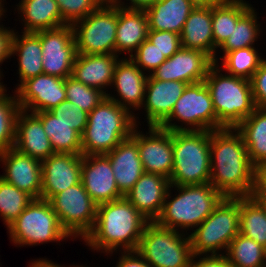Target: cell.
Segmentation results:
<instances>
[{"mask_svg": "<svg viewBox=\"0 0 266 267\" xmlns=\"http://www.w3.org/2000/svg\"><path fill=\"white\" fill-rule=\"evenodd\" d=\"M36 33L40 37L44 73L63 79L71 76L77 55L73 26L64 25Z\"/></svg>", "mask_w": 266, "mask_h": 267, "instance_id": "4fadbf2b", "label": "cell"}, {"mask_svg": "<svg viewBox=\"0 0 266 267\" xmlns=\"http://www.w3.org/2000/svg\"><path fill=\"white\" fill-rule=\"evenodd\" d=\"M49 112L58 118L60 122L71 126V129L76 130L81 136L83 135L89 113L79 108L76 104L65 100Z\"/></svg>", "mask_w": 266, "mask_h": 267, "instance_id": "b9f144b4", "label": "cell"}, {"mask_svg": "<svg viewBox=\"0 0 266 267\" xmlns=\"http://www.w3.org/2000/svg\"><path fill=\"white\" fill-rule=\"evenodd\" d=\"M105 155L111 162L117 187L125 196L144 173L138 144L130 136Z\"/></svg>", "mask_w": 266, "mask_h": 267, "instance_id": "d4e9b609", "label": "cell"}, {"mask_svg": "<svg viewBox=\"0 0 266 267\" xmlns=\"http://www.w3.org/2000/svg\"><path fill=\"white\" fill-rule=\"evenodd\" d=\"M14 32L12 37L11 56L18 58L19 84L17 89L24 81L39 74H43L42 66V47L40 37L36 32ZM18 54V55H17Z\"/></svg>", "mask_w": 266, "mask_h": 267, "instance_id": "f1b7e54d", "label": "cell"}, {"mask_svg": "<svg viewBox=\"0 0 266 267\" xmlns=\"http://www.w3.org/2000/svg\"><path fill=\"white\" fill-rule=\"evenodd\" d=\"M5 85L0 88V152L14 147L16 118L20 107L16 94H6Z\"/></svg>", "mask_w": 266, "mask_h": 267, "instance_id": "74e56055", "label": "cell"}, {"mask_svg": "<svg viewBox=\"0 0 266 267\" xmlns=\"http://www.w3.org/2000/svg\"><path fill=\"white\" fill-rule=\"evenodd\" d=\"M147 40L155 45L166 58H170L181 48L180 35L170 31L149 30Z\"/></svg>", "mask_w": 266, "mask_h": 267, "instance_id": "ee69618b", "label": "cell"}, {"mask_svg": "<svg viewBox=\"0 0 266 267\" xmlns=\"http://www.w3.org/2000/svg\"><path fill=\"white\" fill-rule=\"evenodd\" d=\"M115 4L121 7H126L129 9H145L148 6L152 5L157 0H127L129 5L122 0H112Z\"/></svg>", "mask_w": 266, "mask_h": 267, "instance_id": "f907efd6", "label": "cell"}, {"mask_svg": "<svg viewBox=\"0 0 266 267\" xmlns=\"http://www.w3.org/2000/svg\"><path fill=\"white\" fill-rule=\"evenodd\" d=\"M4 5H5L4 0H0V20L1 21H2V17L5 16L4 13H6V11H7V10H5L7 8H4L5 7Z\"/></svg>", "mask_w": 266, "mask_h": 267, "instance_id": "db71d44e", "label": "cell"}, {"mask_svg": "<svg viewBox=\"0 0 266 267\" xmlns=\"http://www.w3.org/2000/svg\"><path fill=\"white\" fill-rule=\"evenodd\" d=\"M135 126L134 115L106 97L88 114L81 136L82 155L109 153L131 136Z\"/></svg>", "mask_w": 266, "mask_h": 267, "instance_id": "5b68a950", "label": "cell"}, {"mask_svg": "<svg viewBox=\"0 0 266 267\" xmlns=\"http://www.w3.org/2000/svg\"><path fill=\"white\" fill-rule=\"evenodd\" d=\"M15 6L24 23L23 32L56 29L67 25L61 17L56 0H21Z\"/></svg>", "mask_w": 266, "mask_h": 267, "instance_id": "f546056e", "label": "cell"}, {"mask_svg": "<svg viewBox=\"0 0 266 267\" xmlns=\"http://www.w3.org/2000/svg\"><path fill=\"white\" fill-rule=\"evenodd\" d=\"M236 130L242 135L251 164L256 169L266 166V109L256 108Z\"/></svg>", "mask_w": 266, "mask_h": 267, "instance_id": "4dcf8cb0", "label": "cell"}, {"mask_svg": "<svg viewBox=\"0 0 266 267\" xmlns=\"http://www.w3.org/2000/svg\"><path fill=\"white\" fill-rule=\"evenodd\" d=\"M14 93L20 109L31 113L50 111L66 100L65 79L39 74L24 81Z\"/></svg>", "mask_w": 266, "mask_h": 267, "instance_id": "9a60e30c", "label": "cell"}, {"mask_svg": "<svg viewBox=\"0 0 266 267\" xmlns=\"http://www.w3.org/2000/svg\"><path fill=\"white\" fill-rule=\"evenodd\" d=\"M14 148L40 161L55 154L41 120L34 113L22 109L16 118Z\"/></svg>", "mask_w": 266, "mask_h": 267, "instance_id": "603a6c76", "label": "cell"}, {"mask_svg": "<svg viewBox=\"0 0 266 267\" xmlns=\"http://www.w3.org/2000/svg\"><path fill=\"white\" fill-rule=\"evenodd\" d=\"M65 91L66 100L76 104L87 113H90L106 98V94L101 90L86 86L72 76L65 79Z\"/></svg>", "mask_w": 266, "mask_h": 267, "instance_id": "ab89813d", "label": "cell"}, {"mask_svg": "<svg viewBox=\"0 0 266 267\" xmlns=\"http://www.w3.org/2000/svg\"><path fill=\"white\" fill-rule=\"evenodd\" d=\"M177 120L182 125H178ZM159 127L169 131L218 130L211 94L205 82L188 84L170 116Z\"/></svg>", "mask_w": 266, "mask_h": 267, "instance_id": "30bf717a", "label": "cell"}, {"mask_svg": "<svg viewBox=\"0 0 266 267\" xmlns=\"http://www.w3.org/2000/svg\"><path fill=\"white\" fill-rule=\"evenodd\" d=\"M213 60L205 53L180 48L167 58L151 75L157 80L182 81L194 84L204 81Z\"/></svg>", "mask_w": 266, "mask_h": 267, "instance_id": "e0dca14e", "label": "cell"}, {"mask_svg": "<svg viewBox=\"0 0 266 267\" xmlns=\"http://www.w3.org/2000/svg\"><path fill=\"white\" fill-rule=\"evenodd\" d=\"M13 35L14 30L0 24V65L11 57Z\"/></svg>", "mask_w": 266, "mask_h": 267, "instance_id": "c3c4849f", "label": "cell"}, {"mask_svg": "<svg viewBox=\"0 0 266 267\" xmlns=\"http://www.w3.org/2000/svg\"><path fill=\"white\" fill-rule=\"evenodd\" d=\"M169 186L168 178L144 172L124 197L143 217L149 222H154L162 211Z\"/></svg>", "mask_w": 266, "mask_h": 267, "instance_id": "7402d4cb", "label": "cell"}, {"mask_svg": "<svg viewBox=\"0 0 266 267\" xmlns=\"http://www.w3.org/2000/svg\"><path fill=\"white\" fill-rule=\"evenodd\" d=\"M210 166L209 183L224 197L254 194L256 168L251 164L242 135L236 128L211 131Z\"/></svg>", "mask_w": 266, "mask_h": 267, "instance_id": "6da1fadb", "label": "cell"}, {"mask_svg": "<svg viewBox=\"0 0 266 267\" xmlns=\"http://www.w3.org/2000/svg\"><path fill=\"white\" fill-rule=\"evenodd\" d=\"M115 267H152L137 251H122Z\"/></svg>", "mask_w": 266, "mask_h": 267, "instance_id": "7dc6e473", "label": "cell"}, {"mask_svg": "<svg viewBox=\"0 0 266 267\" xmlns=\"http://www.w3.org/2000/svg\"><path fill=\"white\" fill-rule=\"evenodd\" d=\"M173 188L178 191L175 197L171 195ZM223 198L224 196L210 183L170 185L162 211L155 222L181 233L185 230L187 233L189 229L193 231L213 212Z\"/></svg>", "mask_w": 266, "mask_h": 267, "instance_id": "3957f363", "label": "cell"}, {"mask_svg": "<svg viewBox=\"0 0 266 267\" xmlns=\"http://www.w3.org/2000/svg\"><path fill=\"white\" fill-rule=\"evenodd\" d=\"M252 7L245 0H224L212 7V31L217 50L230 36L237 21Z\"/></svg>", "mask_w": 266, "mask_h": 267, "instance_id": "d6a6232c", "label": "cell"}, {"mask_svg": "<svg viewBox=\"0 0 266 267\" xmlns=\"http://www.w3.org/2000/svg\"><path fill=\"white\" fill-rule=\"evenodd\" d=\"M225 257L232 267H261L266 259V248L239 233L229 244Z\"/></svg>", "mask_w": 266, "mask_h": 267, "instance_id": "d590c367", "label": "cell"}, {"mask_svg": "<svg viewBox=\"0 0 266 267\" xmlns=\"http://www.w3.org/2000/svg\"><path fill=\"white\" fill-rule=\"evenodd\" d=\"M120 59L115 54H77L71 76L107 94L108 90H105L112 84L114 70Z\"/></svg>", "mask_w": 266, "mask_h": 267, "instance_id": "cb8c5ba5", "label": "cell"}, {"mask_svg": "<svg viewBox=\"0 0 266 267\" xmlns=\"http://www.w3.org/2000/svg\"><path fill=\"white\" fill-rule=\"evenodd\" d=\"M138 129L139 126L136 125L131 137L138 144L144 172L170 179L174 164L172 131L149 126L148 133L144 134Z\"/></svg>", "mask_w": 266, "mask_h": 267, "instance_id": "5bb4252c", "label": "cell"}, {"mask_svg": "<svg viewBox=\"0 0 266 267\" xmlns=\"http://www.w3.org/2000/svg\"><path fill=\"white\" fill-rule=\"evenodd\" d=\"M72 26L77 54H115L117 4L112 0Z\"/></svg>", "mask_w": 266, "mask_h": 267, "instance_id": "8fae6325", "label": "cell"}, {"mask_svg": "<svg viewBox=\"0 0 266 267\" xmlns=\"http://www.w3.org/2000/svg\"><path fill=\"white\" fill-rule=\"evenodd\" d=\"M210 134L211 130L172 131L174 164L170 185L210 182Z\"/></svg>", "mask_w": 266, "mask_h": 267, "instance_id": "8992f818", "label": "cell"}, {"mask_svg": "<svg viewBox=\"0 0 266 267\" xmlns=\"http://www.w3.org/2000/svg\"><path fill=\"white\" fill-rule=\"evenodd\" d=\"M49 202L70 237L84 240L94 228L97 204L85 190L82 181L54 195Z\"/></svg>", "mask_w": 266, "mask_h": 267, "instance_id": "7c38bea8", "label": "cell"}, {"mask_svg": "<svg viewBox=\"0 0 266 267\" xmlns=\"http://www.w3.org/2000/svg\"><path fill=\"white\" fill-rule=\"evenodd\" d=\"M195 7H213L224 0H189Z\"/></svg>", "mask_w": 266, "mask_h": 267, "instance_id": "f5cc1de1", "label": "cell"}, {"mask_svg": "<svg viewBox=\"0 0 266 267\" xmlns=\"http://www.w3.org/2000/svg\"><path fill=\"white\" fill-rule=\"evenodd\" d=\"M137 252L152 267H190L193 258L188 233L160 226L155 221L145 226Z\"/></svg>", "mask_w": 266, "mask_h": 267, "instance_id": "ba28073f", "label": "cell"}, {"mask_svg": "<svg viewBox=\"0 0 266 267\" xmlns=\"http://www.w3.org/2000/svg\"><path fill=\"white\" fill-rule=\"evenodd\" d=\"M181 47L207 54L214 62L217 49L212 31V7H195L180 33Z\"/></svg>", "mask_w": 266, "mask_h": 267, "instance_id": "4316f807", "label": "cell"}, {"mask_svg": "<svg viewBox=\"0 0 266 267\" xmlns=\"http://www.w3.org/2000/svg\"><path fill=\"white\" fill-rule=\"evenodd\" d=\"M239 233L266 248V206L254 195L240 197Z\"/></svg>", "mask_w": 266, "mask_h": 267, "instance_id": "836d02e7", "label": "cell"}, {"mask_svg": "<svg viewBox=\"0 0 266 267\" xmlns=\"http://www.w3.org/2000/svg\"><path fill=\"white\" fill-rule=\"evenodd\" d=\"M253 195L261 203L266 204V166L256 169L255 191Z\"/></svg>", "mask_w": 266, "mask_h": 267, "instance_id": "681fc988", "label": "cell"}, {"mask_svg": "<svg viewBox=\"0 0 266 267\" xmlns=\"http://www.w3.org/2000/svg\"><path fill=\"white\" fill-rule=\"evenodd\" d=\"M148 222L125 197L99 204L94 228L84 238L85 245L106 255L119 249L137 251Z\"/></svg>", "mask_w": 266, "mask_h": 267, "instance_id": "7a4b0ae2", "label": "cell"}, {"mask_svg": "<svg viewBox=\"0 0 266 267\" xmlns=\"http://www.w3.org/2000/svg\"><path fill=\"white\" fill-rule=\"evenodd\" d=\"M261 267H266V259Z\"/></svg>", "mask_w": 266, "mask_h": 267, "instance_id": "11a10c76", "label": "cell"}, {"mask_svg": "<svg viewBox=\"0 0 266 267\" xmlns=\"http://www.w3.org/2000/svg\"><path fill=\"white\" fill-rule=\"evenodd\" d=\"M239 215L240 197H224L213 212L190 232L193 255H224L239 234Z\"/></svg>", "mask_w": 266, "mask_h": 267, "instance_id": "52a82bcc", "label": "cell"}, {"mask_svg": "<svg viewBox=\"0 0 266 267\" xmlns=\"http://www.w3.org/2000/svg\"><path fill=\"white\" fill-rule=\"evenodd\" d=\"M257 12L253 6L237 21L226 41L219 47L223 56L236 49L255 46L262 29L257 20Z\"/></svg>", "mask_w": 266, "mask_h": 267, "instance_id": "8d00e7d4", "label": "cell"}, {"mask_svg": "<svg viewBox=\"0 0 266 267\" xmlns=\"http://www.w3.org/2000/svg\"><path fill=\"white\" fill-rule=\"evenodd\" d=\"M250 82L256 107L266 109V59L260 63Z\"/></svg>", "mask_w": 266, "mask_h": 267, "instance_id": "f6af8a7d", "label": "cell"}, {"mask_svg": "<svg viewBox=\"0 0 266 267\" xmlns=\"http://www.w3.org/2000/svg\"><path fill=\"white\" fill-rule=\"evenodd\" d=\"M34 114L41 120L55 153L82 154V138L76 130L60 122L49 111Z\"/></svg>", "mask_w": 266, "mask_h": 267, "instance_id": "1f68e13d", "label": "cell"}, {"mask_svg": "<svg viewBox=\"0 0 266 267\" xmlns=\"http://www.w3.org/2000/svg\"><path fill=\"white\" fill-rule=\"evenodd\" d=\"M148 76L129 57H121L116 64L111 84L117 95L106 94V97L134 115L136 125L140 124L139 117L133 111L140 110L143 105ZM117 96L120 98H116Z\"/></svg>", "mask_w": 266, "mask_h": 267, "instance_id": "2e32d148", "label": "cell"}, {"mask_svg": "<svg viewBox=\"0 0 266 267\" xmlns=\"http://www.w3.org/2000/svg\"><path fill=\"white\" fill-rule=\"evenodd\" d=\"M199 257V258H198ZM198 259V260H197ZM190 267H232L225 255H193Z\"/></svg>", "mask_w": 266, "mask_h": 267, "instance_id": "bcb514c9", "label": "cell"}, {"mask_svg": "<svg viewBox=\"0 0 266 267\" xmlns=\"http://www.w3.org/2000/svg\"><path fill=\"white\" fill-rule=\"evenodd\" d=\"M148 18L144 9H129L117 5L115 55L129 57L148 37Z\"/></svg>", "mask_w": 266, "mask_h": 267, "instance_id": "484cf974", "label": "cell"}, {"mask_svg": "<svg viewBox=\"0 0 266 267\" xmlns=\"http://www.w3.org/2000/svg\"><path fill=\"white\" fill-rule=\"evenodd\" d=\"M187 85L182 81H163L155 79L151 74L148 76L141 107L146 113L148 127L160 126L170 116Z\"/></svg>", "mask_w": 266, "mask_h": 267, "instance_id": "44dd1931", "label": "cell"}, {"mask_svg": "<svg viewBox=\"0 0 266 267\" xmlns=\"http://www.w3.org/2000/svg\"><path fill=\"white\" fill-rule=\"evenodd\" d=\"M81 181L97 205L124 197L117 187L111 162L105 154L82 155Z\"/></svg>", "mask_w": 266, "mask_h": 267, "instance_id": "ac0fdd59", "label": "cell"}, {"mask_svg": "<svg viewBox=\"0 0 266 267\" xmlns=\"http://www.w3.org/2000/svg\"><path fill=\"white\" fill-rule=\"evenodd\" d=\"M29 267H65L61 264H57L51 260H48L46 258H39V259H36V260H32V262H30L29 264ZM69 267H85V266H78V265H70Z\"/></svg>", "mask_w": 266, "mask_h": 267, "instance_id": "816d5d0a", "label": "cell"}, {"mask_svg": "<svg viewBox=\"0 0 266 267\" xmlns=\"http://www.w3.org/2000/svg\"><path fill=\"white\" fill-rule=\"evenodd\" d=\"M2 161V162H1ZM0 163L8 183L29 194L33 199H41L42 169L41 161L20 153L14 147L0 152Z\"/></svg>", "mask_w": 266, "mask_h": 267, "instance_id": "ffe728a7", "label": "cell"}, {"mask_svg": "<svg viewBox=\"0 0 266 267\" xmlns=\"http://www.w3.org/2000/svg\"><path fill=\"white\" fill-rule=\"evenodd\" d=\"M194 8L189 0H157L144 9L149 30L170 31L180 35Z\"/></svg>", "mask_w": 266, "mask_h": 267, "instance_id": "83f0119b", "label": "cell"}, {"mask_svg": "<svg viewBox=\"0 0 266 267\" xmlns=\"http://www.w3.org/2000/svg\"><path fill=\"white\" fill-rule=\"evenodd\" d=\"M82 154L55 153L41 161V199L54 195L81 181Z\"/></svg>", "mask_w": 266, "mask_h": 267, "instance_id": "d6986e66", "label": "cell"}, {"mask_svg": "<svg viewBox=\"0 0 266 267\" xmlns=\"http://www.w3.org/2000/svg\"><path fill=\"white\" fill-rule=\"evenodd\" d=\"M129 58L143 72H149V75L167 59L166 56L147 39L139 45L138 49Z\"/></svg>", "mask_w": 266, "mask_h": 267, "instance_id": "7bdbcfd3", "label": "cell"}, {"mask_svg": "<svg viewBox=\"0 0 266 267\" xmlns=\"http://www.w3.org/2000/svg\"><path fill=\"white\" fill-rule=\"evenodd\" d=\"M7 230L16 247L57 243L71 238L62 228L50 202L43 199H33Z\"/></svg>", "mask_w": 266, "mask_h": 267, "instance_id": "9c48e42d", "label": "cell"}, {"mask_svg": "<svg viewBox=\"0 0 266 267\" xmlns=\"http://www.w3.org/2000/svg\"><path fill=\"white\" fill-rule=\"evenodd\" d=\"M220 65L214 63L204 79L209 88L218 129L236 128L257 108L250 80L222 74Z\"/></svg>", "mask_w": 266, "mask_h": 267, "instance_id": "277c9868", "label": "cell"}, {"mask_svg": "<svg viewBox=\"0 0 266 267\" xmlns=\"http://www.w3.org/2000/svg\"><path fill=\"white\" fill-rule=\"evenodd\" d=\"M260 54L255 46H251L227 52L224 56L217 55L214 57V63L219 64L218 61L221 60L222 71L251 80L260 63L265 59Z\"/></svg>", "mask_w": 266, "mask_h": 267, "instance_id": "e575fe53", "label": "cell"}, {"mask_svg": "<svg viewBox=\"0 0 266 267\" xmlns=\"http://www.w3.org/2000/svg\"><path fill=\"white\" fill-rule=\"evenodd\" d=\"M33 198L0 177V216L8 227L31 203Z\"/></svg>", "mask_w": 266, "mask_h": 267, "instance_id": "f35d334b", "label": "cell"}, {"mask_svg": "<svg viewBox=\"0 0 266 267\" xmlns=\"http://www.w3.org/2000/svg\"><path fill=\"white\" fill-rule=\"evenodd\" d=\"M63 21L67 25L84 19L96 10L103 0H56Z\"/></svg>", "mask_w": 266, "mask_h": 267, "instance_id": "60d3db41", "label": "cell"}]
</instances>
